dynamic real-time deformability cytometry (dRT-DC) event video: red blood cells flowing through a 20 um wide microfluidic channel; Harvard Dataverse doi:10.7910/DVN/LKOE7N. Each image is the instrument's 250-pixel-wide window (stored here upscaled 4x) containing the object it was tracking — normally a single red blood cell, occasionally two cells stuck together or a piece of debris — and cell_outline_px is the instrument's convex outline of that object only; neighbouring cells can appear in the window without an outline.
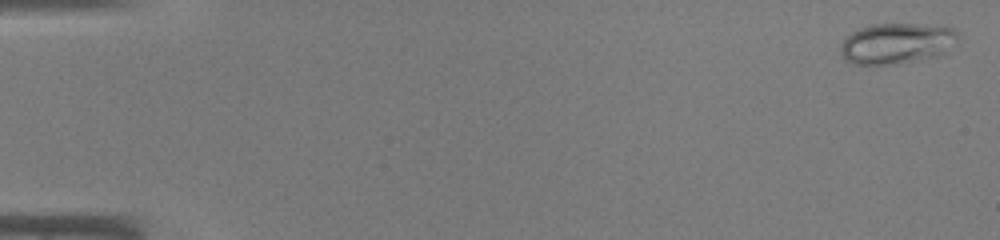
{"species": "common noctule bat (a hibernating species)", "species_latin": "Nyctalus noctula", "temperature_condition": "warm", "stored_images_in_passage": 45, "camera_frame_rate_fps": 3000, "um_per_image_px": 0.085, "animal": {"sex": "male", "body_mass_g": 19.0, "forearm_length_mm": 50.8}, "frame": {"image": 1, "passage_image": 1, "time_ms": 0.0, "image_size_px": [1000, 240], "cell_outline_px": [[956, 36], [944, 52], [936, 56], [900, 64], [852, 64], [844, 60], [840, 52], [840, 44], [852, 32], [860, 28], [872, 24], [916, 24], [952, 28], [956, 32]], "centroid_in_image_um": [76.11, 3.7], "position_along_channel_um": 8.9, "area_um2": 27.4}}
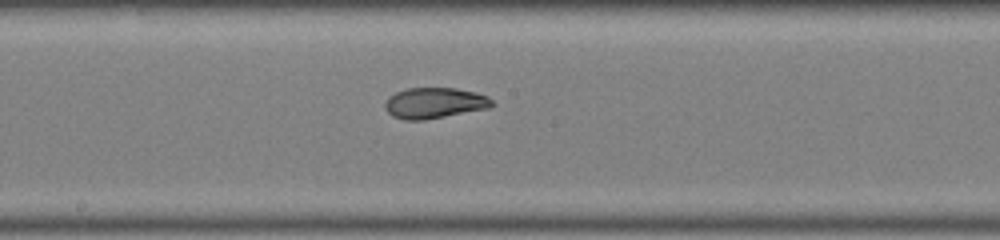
{"frame": {"image": 2, "passage_image": 25, "time_ms": 8.0, "image_size_px": [1000, 240], "cell_outline_px": [[496, 104], [488, 108], [424, 120], [404, 120], [392, 116], [384, 108], [384, 104], [388, 96], [396, 92], [408, 88], [456, 88], [476, 92], [488, 96]], "centroid_in_image_um": [36.92, 8.75], "position_along_channel_um": 211.3, "area_um2": 19.31}}
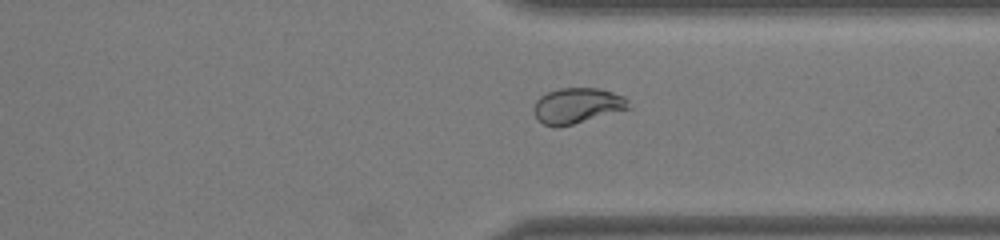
{"frame": {"image": 3, "passage_image": 35, "time_ms": 11.333, "image_size_px": [1000, 240], "cell_outline_px": [[632, 108], [572, 124], [556, 128], [544, 124], [532, 112], [532, 108], [536, 100], [540, 96], [548, 92], [560, 88], [600, 88], [624, 96], [628, 100]], "centroid_in_image_um": [49.06, 8.97], "position_along_channel_um": 362.3, "area_um2": 19.71}}